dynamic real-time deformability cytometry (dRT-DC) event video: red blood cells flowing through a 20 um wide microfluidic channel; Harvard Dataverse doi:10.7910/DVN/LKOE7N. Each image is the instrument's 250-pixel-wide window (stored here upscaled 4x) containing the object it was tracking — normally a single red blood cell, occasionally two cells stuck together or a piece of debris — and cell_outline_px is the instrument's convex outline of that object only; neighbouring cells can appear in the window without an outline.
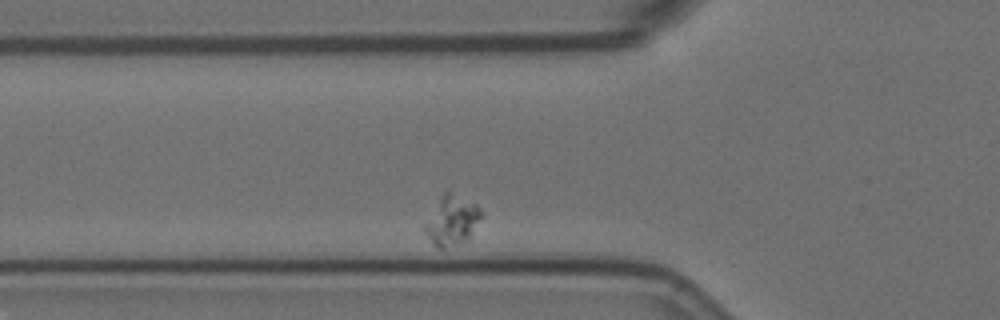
{"species": "Egyptian fruit bat (a non-hibernating species)", "species_latin": "Rousettus aegyptiacus", "temperature_condition": "room temperature", "stored_images_in_passage": 31, "camera_frame_rate_fps": 3000, "um_per_image_px": 0.085, "animal": {"sex": "female"}, "frame": {"image": 1, "passage_image": 2, "time_ms": 0.333, "image_size_px": [1000, 320], "cell_outline_px": [[484, 216], [468, 240], [460, 244], [444, 248], [436, 248], [424, 232], [424, 224], [444, 192], [448, 188], [476, 204], [480, 208]], "centroid_in_image_um": [38.45, 18.73], "position_along_channel_um": 87.3, "area_um2": 16.65}}
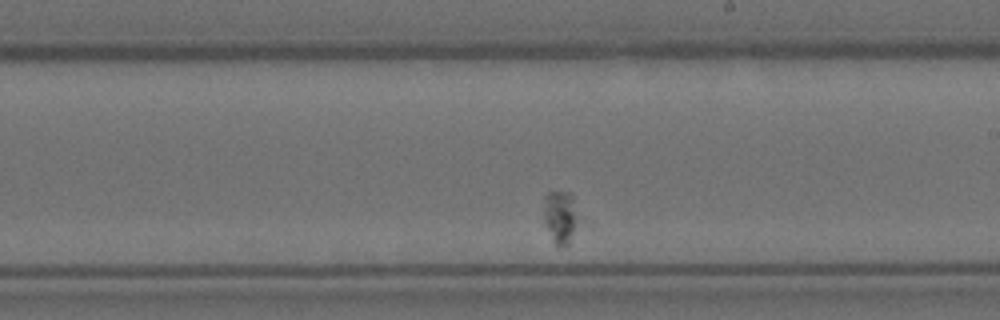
{"frame": {"image": 2, "passage_image": 18, "time_ms": 5.667, "image_size_px": [1000, 320], "cell_outline_px": [[588, 224], [568, 244], [556, 244], [544, 224], [544, 196], [548, 192], [568, 192], [572, 196]], "centroid_in_image_um": [47.83, 18.46], "position_along_channel_um": 241.2, "area_um2": 12.02}}
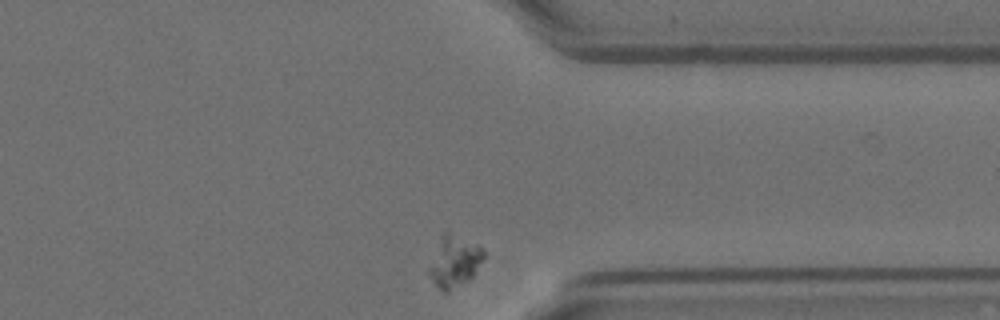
{"frame": {"image": 3, "passage_image": 31, "time_ms": 10.0, "image_size_px": [1000, 320], "cell_outline_px": [[484, 256], [472, 276], [448, 292], [444, 292], [428, 276], [428, 268], [444, 232], [448, 232], [480, 244], [484, 252]], "centroid_in_image_um": [38.63, 22.21], "position_along_channel_um": 372.8, "area_um2": 15.78}}